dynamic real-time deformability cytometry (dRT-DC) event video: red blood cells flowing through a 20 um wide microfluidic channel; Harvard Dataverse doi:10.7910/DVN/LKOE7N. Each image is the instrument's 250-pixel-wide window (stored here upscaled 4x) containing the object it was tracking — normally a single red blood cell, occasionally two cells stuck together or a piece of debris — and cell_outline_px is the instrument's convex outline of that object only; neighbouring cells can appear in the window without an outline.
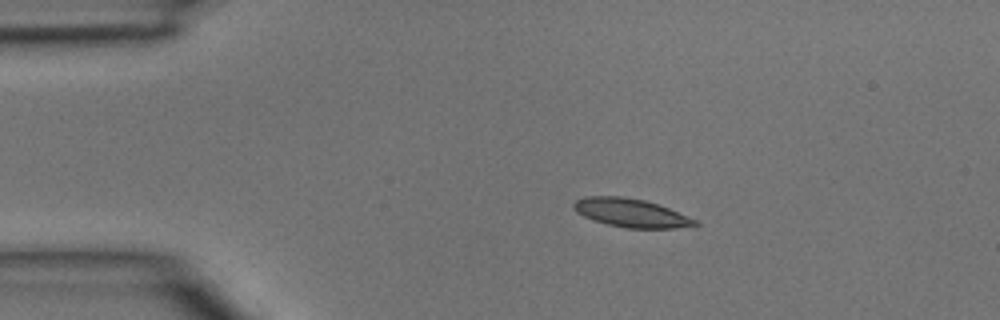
{"species": "common noctule bat (a hibernating species)", "species_latin": "Nyctalus noctula", "temperature_condition": "room temperature", "stored_images_in_passage": 45, "camera_frame_rate_fps": 3000, "um_per_image_px": 0.085, "animal": {"sex": "male", "body_mass_g": 15.6}, "frame": {"image": 1, "passage_image": 8, "time_ms": 2.333, "image_size_px": [1000, 320], "cell_outline_px": [[700, 224], [676, 228], [628, 228], [608, 224], [584, 216], [576, 212], [572, 208], [572, 204], [576, 200], [584, 196], [620, 196], [644, 200], [668, 208], [696, 220]], "centroid_in_image_um": [53.59, 18.09], "position_along_channel_um": 31.4, "area_um2": 19.83}}
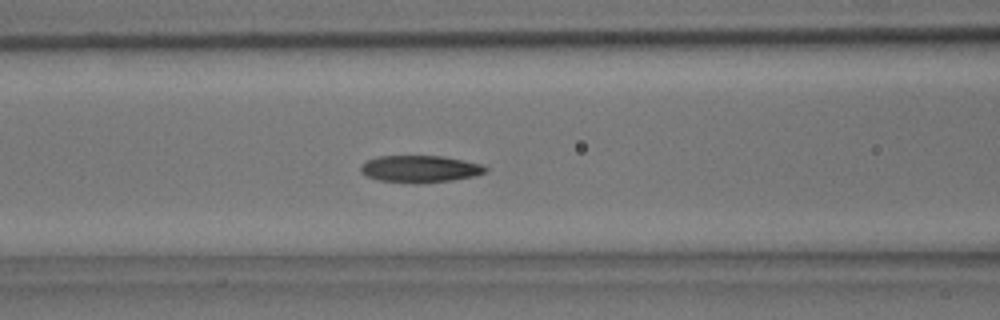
{"frame": {"image": 2, "passage_image": 18, "time_ms": 5.667, "image_size_px": [1000, 320], "cell_outline_px": [[488, 172], [472, 176], [452, 180], [416, 184], [380, 180], [368, 176], [360, 172], [360, 168], [368, 160], [376, 156], [444, 156], [464, 160], [480, 164], [488, 168]], "centroid_in_image_um": [35.72, 14.36], "position_along_channel_um": 130.9, "area_um2": 19.59}}
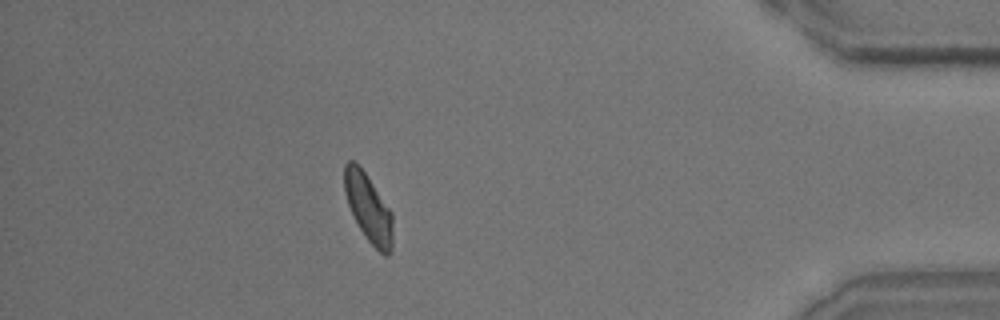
{"frame": {"image": 3, "passage_image": 40, "time_ms": 13.0, "image_size_px": [1000, 320], "cell_outline_px": [[392, 248], [388, 256], [384, 256], [368, 240], [360, 228], [348, 204], [344, 192], [344, 164], [348, 160], [352, 160], [364, 172], [392, 212]], "centroid_in_image_um": [31.31, 17.69], "position_along_channel_um": 403.9, "area_um2": 18.79}}